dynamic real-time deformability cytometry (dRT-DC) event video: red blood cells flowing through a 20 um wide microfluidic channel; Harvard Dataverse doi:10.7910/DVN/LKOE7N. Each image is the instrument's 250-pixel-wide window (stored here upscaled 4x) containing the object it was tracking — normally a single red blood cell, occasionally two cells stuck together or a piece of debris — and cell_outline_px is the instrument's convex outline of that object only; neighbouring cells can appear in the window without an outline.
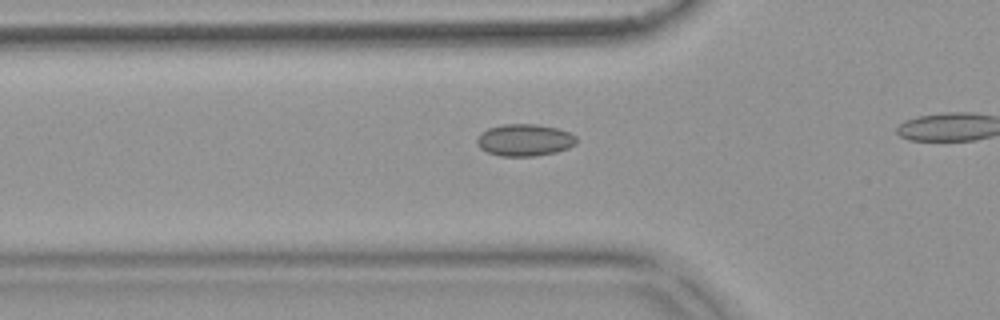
{"species": "common noctule bat (a hibernating species)", "species_latin": "Nyctalus noctula", "temperature_condition": "warm", "stored_images_in_passage": 17, "camera_frame_rate_fps": 3000, "um_per_image_px": 0.085, "animal": {"sex": "female", "body_mass_g": 18.4}, "frame": {"image": 1, "passage_image": 12, "time_ms": 3.667, "image_size_px": [1000, 320], "cell_outline_px": [[576, 144], [568, 148], [556, 152], [536, 156], [500, 156], [488, 152], [480, 148], [476, 144], [476, 140], [488, 128], [504, 124], [536, 124], [556, 128], [568, 132], [576, 136]], "centroid_in_image_um": [44.6, 11.91], "position_along_channel_um": 81.2, "area_um2": 18.44}}